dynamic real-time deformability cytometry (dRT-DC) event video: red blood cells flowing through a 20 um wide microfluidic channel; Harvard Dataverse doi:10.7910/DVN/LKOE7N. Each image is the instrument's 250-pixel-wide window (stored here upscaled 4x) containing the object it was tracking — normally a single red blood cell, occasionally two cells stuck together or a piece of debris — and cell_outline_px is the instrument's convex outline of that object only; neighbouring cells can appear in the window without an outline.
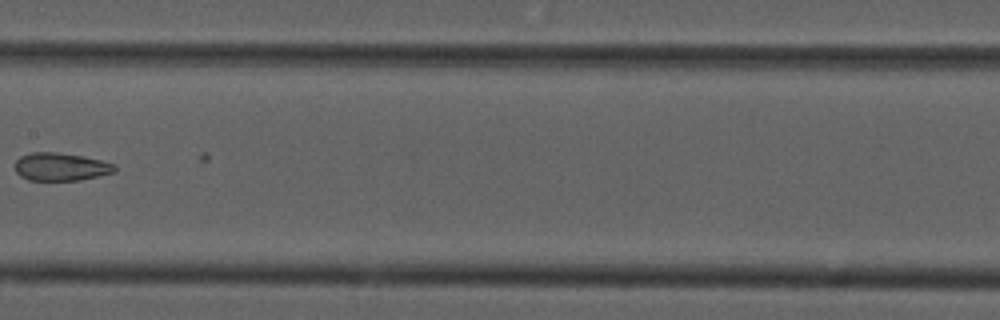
{"species": "common noctule bat (a hibernating species)", "species_latin": "Nyctalus noctula", "temperature_condition": "cold", "stored_images_in_passage": 7, "segment_of_instrument_passage": [1, 2], "camera_frame_rate_fps": 3000, "um_per_image_px": 0.085, "animal": {"sex": "male", "forearm_length_mm": 52.5}, "frame": {"image": 1, "passage_image": 6, "time_ms": 1.667, "image_size_px": [1000, 320], "cell_outline_px": [[116, 172], [80, 180], [28, 180], [20, 176], [16, 172], [16, 160], [20, 156], [32, 152], [56, 152], [80, 156], [100, 160], [116, 164]], "centroid_in_image_um": [5.17, 14.18], "position_along_channel_um": 202.2, "area_um2": 16.18}}